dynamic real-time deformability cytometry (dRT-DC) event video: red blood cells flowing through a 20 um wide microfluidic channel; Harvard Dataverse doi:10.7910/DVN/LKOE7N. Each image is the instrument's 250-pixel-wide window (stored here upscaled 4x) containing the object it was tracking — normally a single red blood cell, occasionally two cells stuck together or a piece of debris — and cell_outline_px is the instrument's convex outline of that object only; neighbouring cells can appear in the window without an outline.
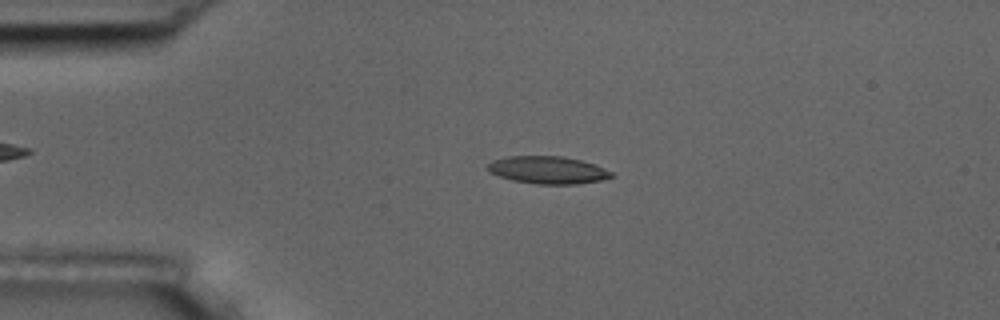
{"species": "common noctule bat (a hibernating species)", "species_latin": "Nyctalus noctula", "temperature_condition": "room temperature", "stored_images_in_passage": 54, "camera_frame_rate_fps": 3000, "um_per_image_px": 0.085, "animal": {"sex": "male", "body_mass_g": 17.5, "forearm_length_mm": 52.3}, "frame": {"image": 1, "passage_image": 12, "time_ms": 3.667, "image_size_px": [1000, 320], "cell_outline_px": [[612, 176], [600, 180], [576, 184], [536, 184], [512, 180], [488, 172], [488, 164], [492, 160], [508, 156], [564, 156], [580, 160], [604, 168], [612, 172]], "centroid_in_image_um": [46.52, 14.45], "position_along_channel_um": 38.5, "area_um2": 19.65}}
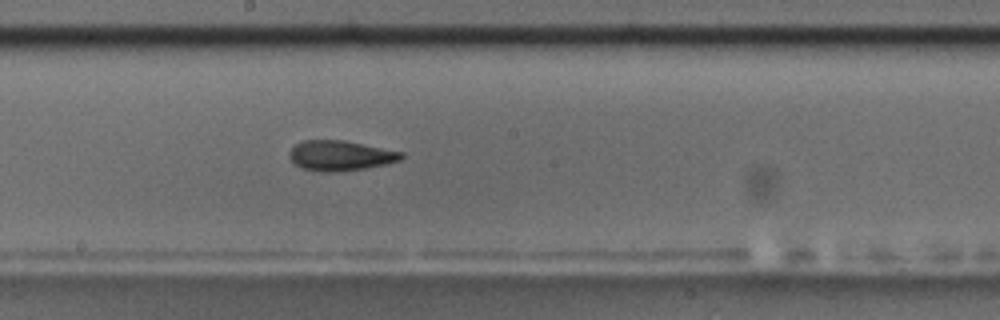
{"frame": {"image": 2, "passage_image": 29, "time_ms": 9.333, "image_size_px": [1000, 320], "cell_outline_px": [[404, 156], [400, 160], [388, 164], [364, 168], [336, 172], [320, 172], [300, 168], [288, 156], [288, 152], [296, 144], [304, 140], [344, 140], [404, 152]], "centroid_in_image_um": [28.93, 13.23], "position_along_channel_um": 219.3, "area_um2": 19.77}}
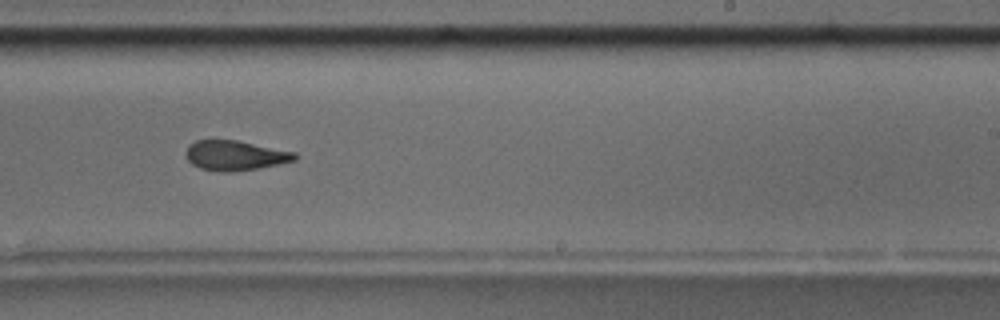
{"frame": {"image": 3, "passage_image": 33, "time_ms": 10.667, "image_size_px": [1000, 320], "cell_outline_px": [[296, 160], [256, 168], [232, 172], [224, 172], [200, 168], [192, 164], [184, 156], [184, 152], [188, 144], [196, 140], [236, 140], [296, 152]], "centroid_in_image_um": [19.92, 13.2], "position_along_channel_um": 269.1, "area_um2": 18.9}, "authors_computed_cell_mechanics": {"area_um2": 19.4208, "velocity_mm_per_s": 3.7408, "shape_relaxation_time_tau1_ms": 5.8845, "shape_relaxation_time_tau2_ms": 2.9775, "deformation_change_tau1": 0.1815, "deformation_change_tau2": 0.1152}}